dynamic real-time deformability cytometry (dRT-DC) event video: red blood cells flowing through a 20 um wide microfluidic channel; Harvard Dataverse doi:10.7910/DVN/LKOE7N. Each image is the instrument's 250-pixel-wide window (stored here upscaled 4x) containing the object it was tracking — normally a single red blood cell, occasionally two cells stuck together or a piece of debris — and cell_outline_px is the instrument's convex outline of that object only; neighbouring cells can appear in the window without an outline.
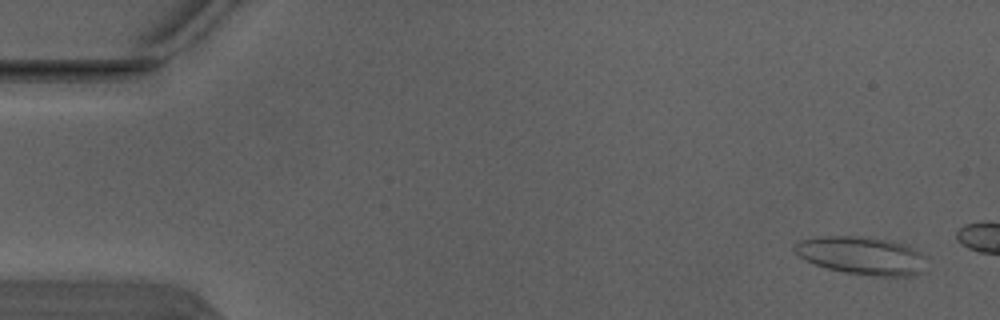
{"species": "Egyptian fruit bat (a non-hibernating species)", "species_latin": "Rousettus aegyptiacus", "temperature_condition": "warm", "stored_images_in_passage": 3, "camera_frame_rate_fps": 3000, "um_per_image_px": 0.085, "animal": {"sex": "male"}, "frame": {"image": 1, "passage_image": 1, "time_ms": 0.0, "image_size_px": [1000, 320], "cell_outline_px": [[928, 256], [924, 272], [916, 276], [872, 276], [844, 272], [828, 268], [816, 264], [800, 256], [792, 248], [792, 244], [800, 240], [816, 236], [860, 236], [888, 240], [908, 244]], "centroid_in_image_um": [73.34, 21.72], "position_along_channel_um": 11.7, "area_um2": 29.77}}